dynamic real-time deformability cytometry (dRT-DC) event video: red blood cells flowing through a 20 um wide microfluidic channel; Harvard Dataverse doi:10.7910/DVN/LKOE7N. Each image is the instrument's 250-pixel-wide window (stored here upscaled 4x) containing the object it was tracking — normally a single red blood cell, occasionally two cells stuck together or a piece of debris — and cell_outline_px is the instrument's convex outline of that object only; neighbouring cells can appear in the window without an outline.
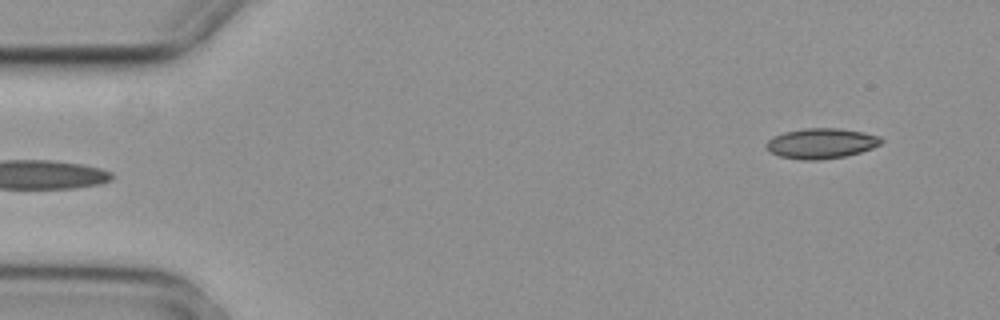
{"species": "common noctule bat (a hibernating species)", "species_latin": "Nyctalus noctula", "temperature_condition": "cold", "stored_images_in_passage": 5, "segment_of_instrument_passage": [2, 2], "camera_frame_rate_fps": 3000, "um_per_image_px": 0.085, "animal": {"sex": "female", "body_mass_g": 29.2, "forearm_length_mm": 56.3}, "frame": {"image": 1, "passage_image": 5, "time_ms": 1.333, "image_size_px": [1000, 320], "cell_outline_px": [[884, 140], [880, 144], [872, 148], [860, 152], [844, 156], [820, 160], [800, 160], [780, 156], [772, 152], [764, 144], [772, 136], [784, 132], [804, 128], [836, 128], [860, 132], [880, 136]], "centroid_in_image_um": [69.78, 12.19], "position_along_channel_um": 15.2, "area_um2": 20.17}}